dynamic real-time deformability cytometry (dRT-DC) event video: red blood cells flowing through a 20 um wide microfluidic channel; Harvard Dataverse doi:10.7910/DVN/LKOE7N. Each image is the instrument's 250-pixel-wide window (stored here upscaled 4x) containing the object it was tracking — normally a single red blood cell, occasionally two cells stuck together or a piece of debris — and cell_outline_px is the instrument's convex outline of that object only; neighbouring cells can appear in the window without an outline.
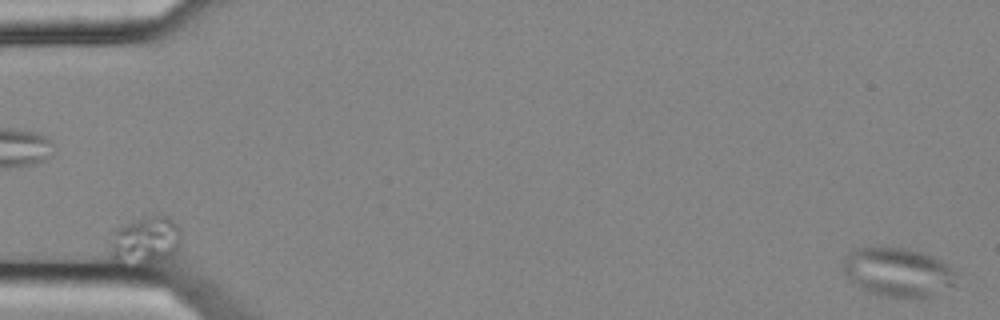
{"species": "common noctule bat (a hibernating species)", "species_latin": "Nyctalus noctula", "temperature_condition": "cold", "stored_images_in_passage": 54, "camera_frame_rate_fps": 3000, "um_per_image_px": 0.085, "animal": {"sex": "female", "body_mass_g": 25.1}, "frame": {"image": 1, "passage_image": 1, "time_ms": 0.0, "image_size_px": [1000, 320], "cell_outline_px": [[956, 284], [932, 296], [920, 300], [888, 296], [872, 292], [860, 288], [848, 280], [844, 272], [844, 256], [848, 252], [856, 248], [880, 244], [908, 248], [932, 256], [948, 264], [956, 272]], "centroid_in_image_um": [76.32, 23.11], "position_along_channel_um": 8.7, "area_um2": 33.29}}
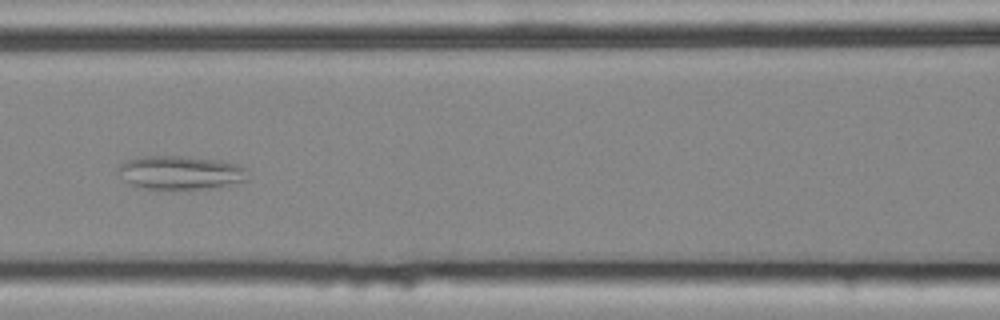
{"frame": {"image": 2, "passage_image": 25, "time_ms": 8.0, "image_size_px": [1000, 320], "cell_outline_px": [[244, 180], [220, 188], [144, 188], [132, 184], [124, 180], [116, 172], [116, 168], [120, 164], [128, 160], [140, 156], [180, 156], [212, 160], [236, 164], [244, 168]], "centroid_in_image_um": [15.24, 14.67], "position_along_channel_um": 151.4, "area_um2": 24.8}}
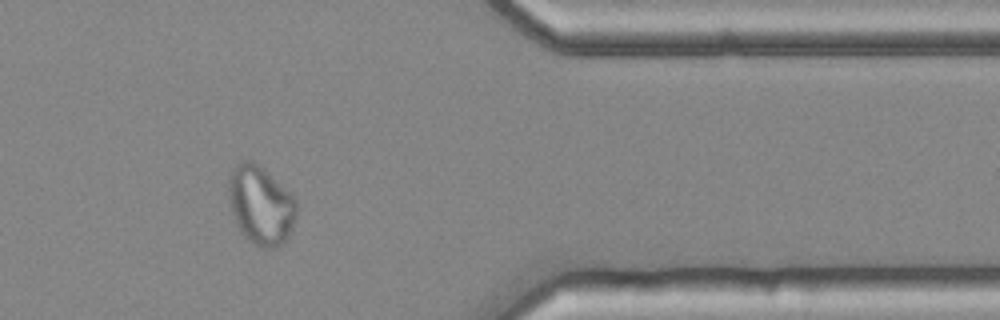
{"frame": {"image": 3, "passage_image": 46, "time_ms": 15.0, "image_size_px": [1000, 320], "cell_outline_px": [[296, 216], [292, 228], [288, 236], [276, 248], [264, 248], [256, 244], [244, 236], [240, 232], [236, 224], [232, 212], [228, 196], [228, 176], [232, 168], [240, 160], [252, 160], [264, 168], [296, 200]], "centroid_in_image_um": [22.12, 17.41], "position_along_channel_um": 389.3, "area_um2": 31.1}}